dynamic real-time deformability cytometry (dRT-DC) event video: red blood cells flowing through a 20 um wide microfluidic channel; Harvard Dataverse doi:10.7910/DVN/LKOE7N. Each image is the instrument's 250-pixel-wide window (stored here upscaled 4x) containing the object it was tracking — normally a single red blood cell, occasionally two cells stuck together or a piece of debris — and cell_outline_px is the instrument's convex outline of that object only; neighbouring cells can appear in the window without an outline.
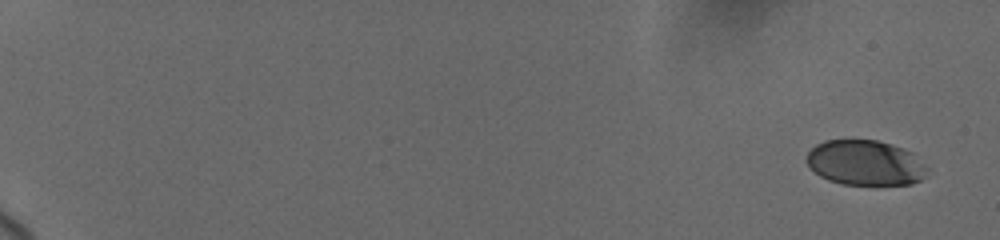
{"species": "human", "species_latin": "Homo sapiens", "temperature_condition": "cold", "stored_images_in_passage": 26, "camera_frame_rate_fps": 3000, "um_per_image_px": 0.085, "donor": {"sex": "female"}, "frame": {"image": 1, "passage_image": 1, "time_ms": 0.0, "image_size_px": [1000, 240], "cell_outline_px": [[928, 168], [924, 176], [920, 180], [912, 184], [840, 184], [828, 180], [820, 176], [808, 168], [804, 160], [808, 152], [816, 144], [824, 140], [876, 140], [892, 144], [904, 148], [912, 152]], "centroid_in_image_um": [73.5, 13.83], "position_along_channel_um": 11.5, "area_um2": 31.96}}
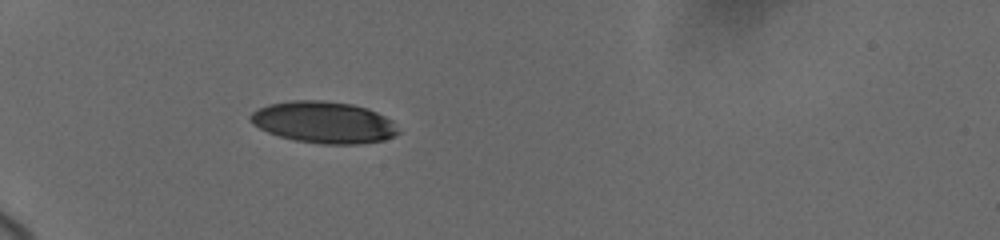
{"frame": {"image": 2, "passage_image": 23, "time_ms": 6.333, "image_size_px": [1000, 240], "cell_outline_px": [[400, 132], [384, 140], [360, 144], [320, 144], [296, 140], [280, 136], [268, 132], [252, 124], [248, 120], [248, 116], [252, 112], [268, 104], [292, 100], [324, 100], [352, 104], [368, 108], [392, 120]], "centroid_in_image_um": [27.51, 10.39], "position_along_channel_um": 57.5, "area_um2": 35.95}}
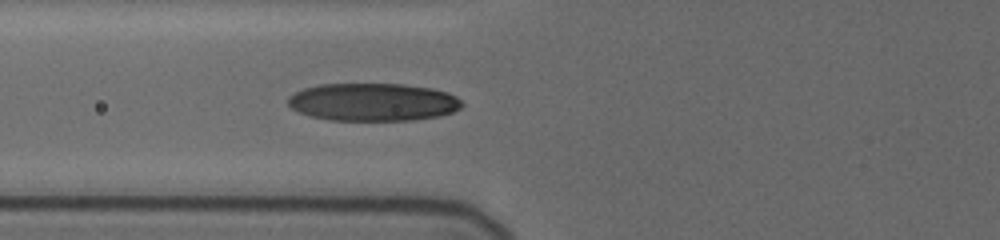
{"frame": {"image": 3, "passage_image": 26, "time_ms": 8.0, "image_size_px": [1000, 240], "cell_outline_px": [[464, 104], [460, 108], [452, 112], [440, 116], [412, 120], [328, 120], [312, 116], [300, 112], [292, 108], [288, 104], [288, 96], [304, 88], [320, 84], [404, 84], [432, 88], [448, 92], [456, 96]], "centroid_in_image_um": [31.73, 8.67], "position_along_channel_um": 94.1, "area_um2": 38.38}}